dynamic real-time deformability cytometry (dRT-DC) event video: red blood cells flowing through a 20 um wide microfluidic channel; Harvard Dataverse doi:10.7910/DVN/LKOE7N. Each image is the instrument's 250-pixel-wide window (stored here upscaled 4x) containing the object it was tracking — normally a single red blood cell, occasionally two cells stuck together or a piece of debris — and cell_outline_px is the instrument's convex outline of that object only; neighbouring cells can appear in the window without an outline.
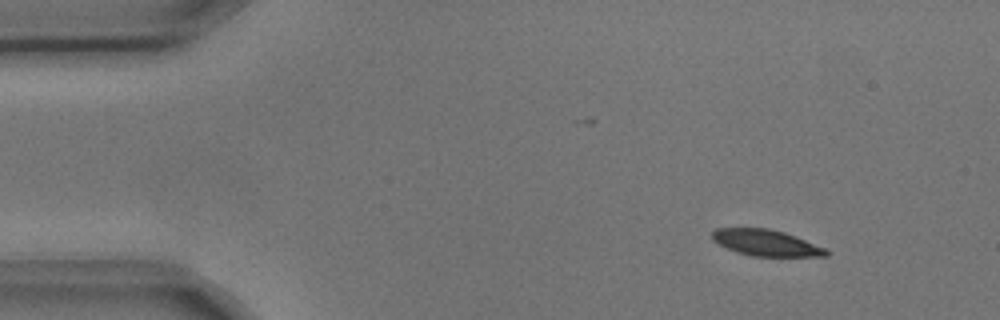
{"species": "common noctule bat (a hibernating species)", "species_latin": "Nyctalus noctula", "temperature_condition": "cold", "stored_images_in_passage": 10, "camera_frame_rate_fps": 3000, "um_per_image_px": 0.085, "animal": {"sex": "male", "body_mass_g": 17.9, "forearm_length_mm": 54.2}, "frame": {"image": 1, "passage_image": 1, "time_ms": 0.0, "image_size_px": [1000, 320], "cell_outline_px": [[828, 256], [752, 256], [736, 252], [712, 240], [712, 232], [716, 228], [768, 228], [784, 232], [796, 236], [824, 248], [828, 252]], "centroid_in_image_um": [65.09, 20.63], "position_along_channel_um": 19.9, "area_um2": 17.22}}
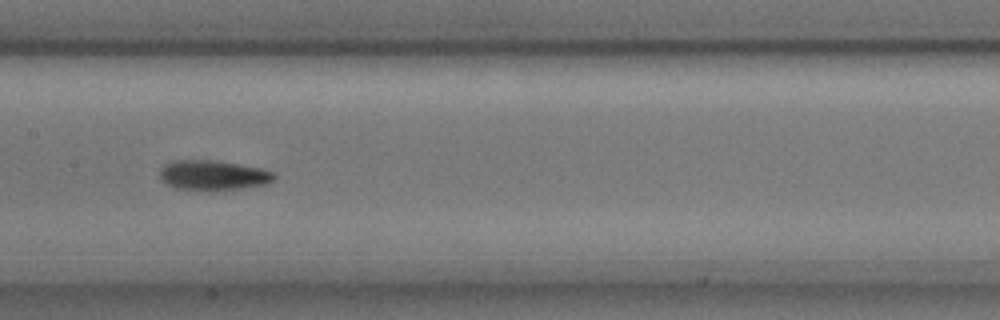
{"frame": {"image": 2, "passage_image": 7, "time_ms": 2.0, "image_size_px": [1000, 320], "cell_outline_px": [[276, 180], [268, 184], [212, 192], [208, 192], [176, 188], [164, 184], [160, 176], [160, 172], [164, 164], [176, 160], [216, 160], [264, 168], [276, 172]], "centroid_in_image_um": [18.17, 14.91], "position_along_channel_um": 189.2, "area_um2": 20.63}}
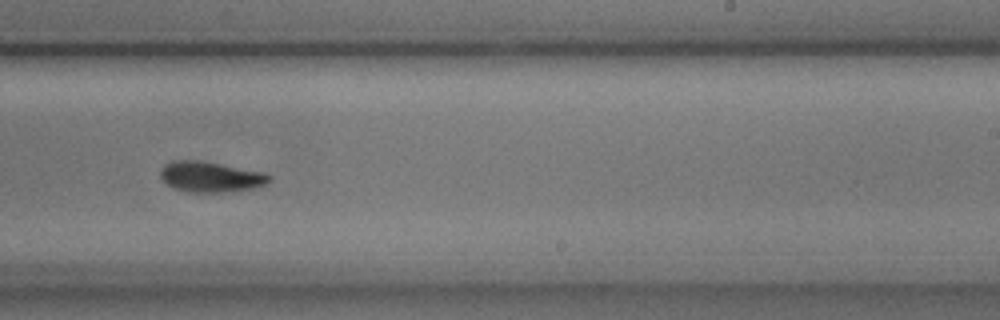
{"frame": {"image": 3, "passage_image": 9, "time_ms": 2.667, "image_size_px": [1000, 320], "cell_outline_px": [[272, 180], [268, 184], [256, 188], [220, 192], [188, 192], [176, 188], [168, 184], [160, 176], [160, 172], [164, 164], [176, 160], [200, 160], [264, 172], [272, 176]], "centroid_in_image_um": [17.96, 15.02], "position_along_channel_um": 271.0, "area_um2": 19.36}}